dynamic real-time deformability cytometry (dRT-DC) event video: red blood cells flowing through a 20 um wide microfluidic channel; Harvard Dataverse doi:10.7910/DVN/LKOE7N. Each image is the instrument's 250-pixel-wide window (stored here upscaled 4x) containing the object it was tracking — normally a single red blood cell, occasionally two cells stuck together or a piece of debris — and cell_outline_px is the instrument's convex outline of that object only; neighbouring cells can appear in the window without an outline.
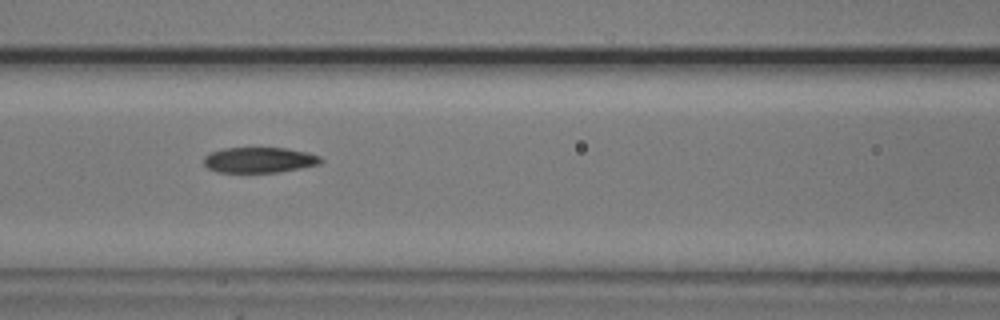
{"species": "common noctule bat (a hibernating species)", "species_latin": "Nyctalus noctula", "temperature_condition": "cold", "stored_images_in_passage": 8, "camera_frame_rate_fps": 3000, "um_per_image_px": 0.085, "animal": {"sex": "male", "body_mass_g": 20.5, "forearm_length_mm": 52.5}, "frame": {"image": 1, "passage_image": 7, "time_ms": 6.667, "image_size_px": [1000, 320], "cell_outline_px": [[324, 160], [320, 164], [280, 172], [216, 172], [208, 168], [204, 164], [204, 156], [212, 152], [224, 148], [288, 148], [308, 152], [320, 156]], "centroid_in_image_um": [22.07, 13.6], "position_along_channel_um": 144.5, "area_um2": 17.46}}